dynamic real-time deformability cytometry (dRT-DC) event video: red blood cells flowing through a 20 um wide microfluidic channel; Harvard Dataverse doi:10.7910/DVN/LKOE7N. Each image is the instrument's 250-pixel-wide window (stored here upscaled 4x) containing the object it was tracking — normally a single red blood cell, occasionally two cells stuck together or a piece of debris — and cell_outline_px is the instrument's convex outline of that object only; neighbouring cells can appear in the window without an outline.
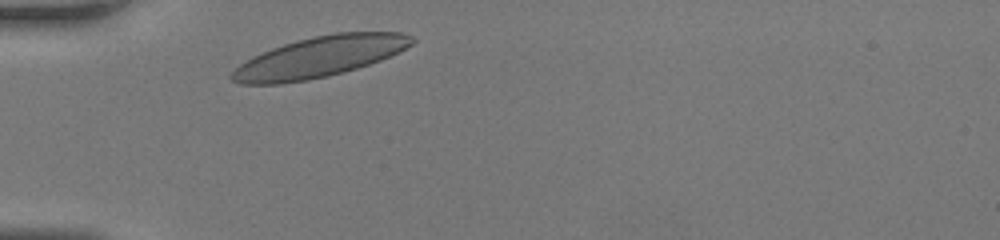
{"species": "human", "species_latin": "Homo sapiens", "temperature_condition": "room temperature", "stored_images_in_passage": 25, "camera_frame_rate_fps": 3000, "um_per_image_px": 0.085, "donor": {"sex": "female"}, "frame": {"image": 1, "passage_image": 2, "time_ms": 0.333, "image_size_px": [1000, 240], "cell_outline_px": [[416, 40], [412, 44], [380, 60], [344, 72], [328, 76], [308, 80], [280, 84], [240, 84], [232, 80], [228, 76], [240, 64], [252, 56], [272, 48], [296, 40], [336, 32], [400, 32], [412, 36]], "centroid_in_image_um": [27.11, 4.84], "position_along_channel_um": 57.9, "area_um2": 42.43}}
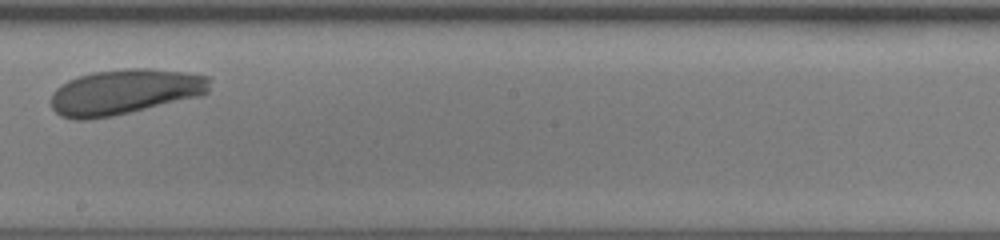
{"frame": {"image": 2, "passage_image": 15, "time_ms": 4.667, "image_size_px": [1000, 240], "cell_outline_px": [[212, 80], [208, 92], [200, 96], [112, 116], [84, 120], [72, 120], [60, 116], [52, 108], [52, 92], [60, 84], [68, 80], [92, 72], [128, 68], [148, 68], [184, 72], [212, 76]], "centroid_in_image_um": [10.61, 7.8], "position_along_channel_um": 237.6, "area_um2": 42.08}}
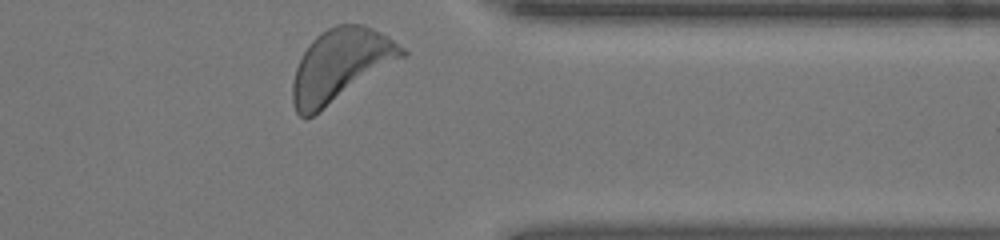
{"frame": {"image": 3, "passage_image": 25, "time_ms": 8.0, "image_size_px": [1000, 240], "cell_outline_px": [[408, 52], [404, 56], [312, 116], [304, 120], [296, 112], [292, 104], [292, 84], [296, 68], [308, 44], [320, 32], [336, 24], [364, 24], [388, 36], [404, 48]], "centroid_in_image_um": [28.9, 5.53], "position_along_channel_um": 382.5, "area_um2": 45.43}}